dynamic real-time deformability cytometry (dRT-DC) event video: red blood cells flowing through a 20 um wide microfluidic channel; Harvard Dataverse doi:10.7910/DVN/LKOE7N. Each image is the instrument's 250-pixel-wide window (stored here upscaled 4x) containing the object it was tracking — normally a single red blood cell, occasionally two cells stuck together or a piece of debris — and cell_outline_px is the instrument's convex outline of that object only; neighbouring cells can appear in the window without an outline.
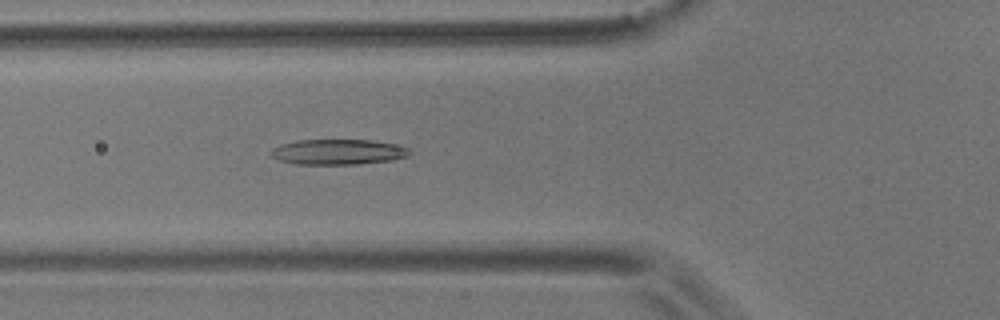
{"species": "common noctule bat (a hibernating species)", "species_latin": "Nyctalus noctula", "temperature_condition": "room temperature", "stored_images_in_passage": 56, "camera_frame_rate_fps": 3000, "um_per_image_px": 0.085, "animal": {"sex": "male", "body_mass_g": 17.9}, "frame": {"image": 1, "passage_image": 20, "time_ms": 6.333, "image_size_px": [1000, 320], "cell_outline_px": [[412, 152], [408, 156], [392, 160], [356, 164], [296, 164], [280, 160], [272, 156], [268, 152], [272, 148], [280, 144], [300, 140], [368, 140], [392, 144], [408, 148]], "centroid_in_image_um": [28.7, 12.91], "position_along_channel_um": 97.1, "area_um2": 20.35}}
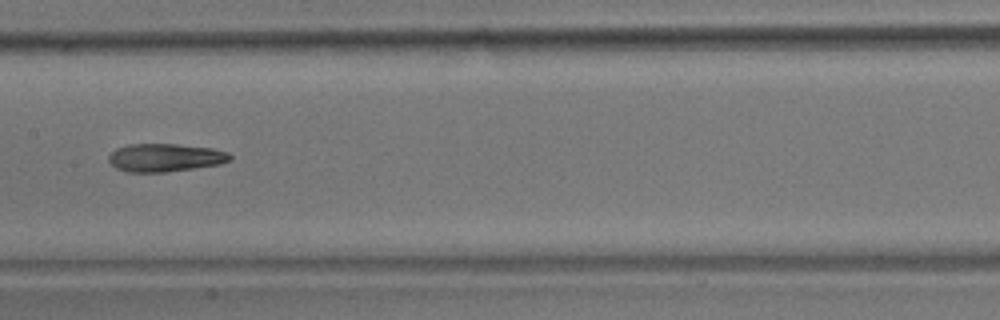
{"frame": {"image": 2, "passage_image": 28, "time_ms": 9.0, "image_size_px": [1000, 320], "cell_outline_px": [[232, 160], [220, 164], [164, 172], [128, 172], [116, 168], [108, 160], [108, 156], [116, 148], [132, 144], [176, 144], [212, 148], [228, 152], [232, 156]], "centroid_in_image_um": [14.05, 13.39], "position_along_channel_um": 193.4, "area_um2": 19.77}}
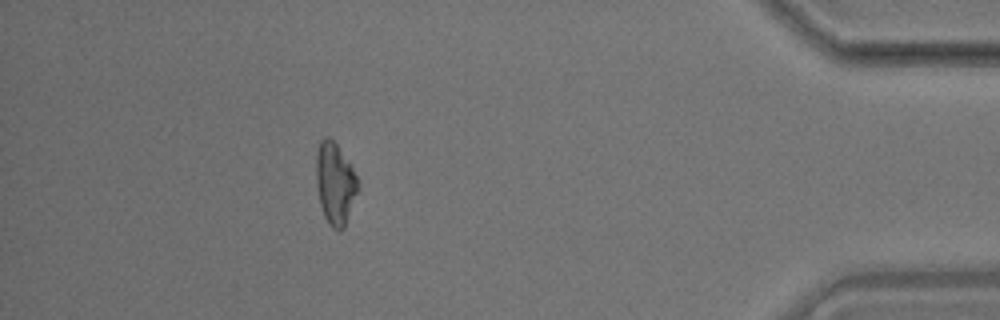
{"frame": {"image": 3, "passage_image": 50, "time_ms": 16.333, "image_size_px": [1000, 320], "cell_outline_px": [[360, 184], [344, 228], [340, 232], [332, 228], [328, 224], [324, 216], [320, 204], [316, 184], [316, 152], [320, 140], [324, 136], [328, 136], [336, 144], [360, 180]], "centroid_in_image_um": [28.47, 15.61], "position_along_channel_um": 406.7, "area_um2": 20.0}, "authors_computed_cell_mechanics": {"area_um2": 20.2878, "velocity_mm_per_s": 3.5844, "shape_relaxation_time_tau1_ms": null, "shape_relaxation_time_tau2_ms": 5.1037, "deformation_change_tau1": null, "deformation_change_tau2": 0.1447}}